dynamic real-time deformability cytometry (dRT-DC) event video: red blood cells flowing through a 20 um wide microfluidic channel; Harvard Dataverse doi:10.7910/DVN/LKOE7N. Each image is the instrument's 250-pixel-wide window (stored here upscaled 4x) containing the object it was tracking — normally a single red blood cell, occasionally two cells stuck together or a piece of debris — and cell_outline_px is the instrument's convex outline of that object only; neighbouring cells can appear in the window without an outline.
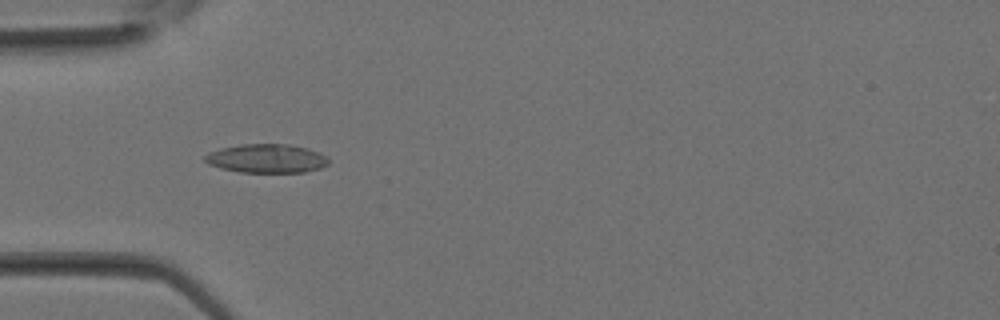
{"species": "Egyptian fruit bat (a non-hibernating species)", "species_latin": "Rousettus aegyptiacus", "temperature_condition": "room temperature", "stored_images_in_passage": 29, "camera_frame_rate_fps": 3000, "um_per_image_px": 0.085, "animal": {"sex": "female"}, "frame": {"image": 1, "passage_image": 6, "time_ms": 1.667, "image_size_px": [1000, 320], "cell_outline_px": [[328, 164], [320, 168], [304, 172], [240, 172], [220, 168], [208, 164], [204, 160], [204, 156], [208, 152], [220, 148], [240, 144], [288, 144], [308, 148], [320, 152], [328, 160]], "centroid_in_image_um": [22.63, 13.46], "position_along_channel_um": 62.4, "area_um2": 20.81}}
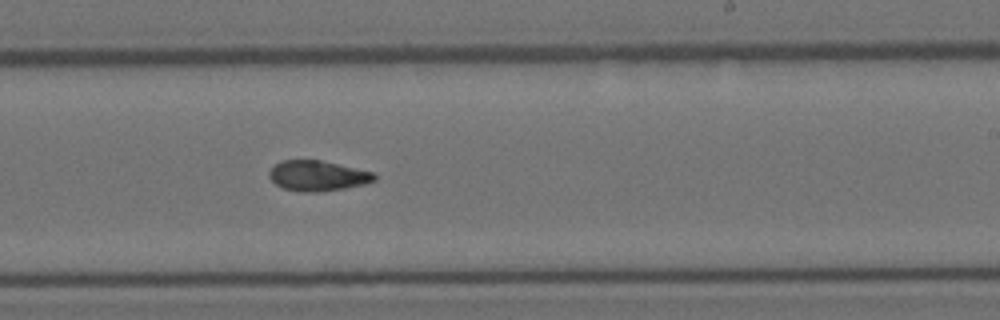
{"frame": {"image": 2, "passage_image": 16, "time_ms": 5.0, "image_size_px": [1000, 320], "cell_outline_px": [[376, 180], [364, 184], [344, 188], [316, 192], [300, 192], [284, 188], [276, 184], [268, 176], [268, 172], [280, 160], [320, 160], [372, 172], [376, 176]], "centroid_in_image_um": [26.97, 14.94], "position_along_channel_um": 262.0, "area_um2": 18.38}}
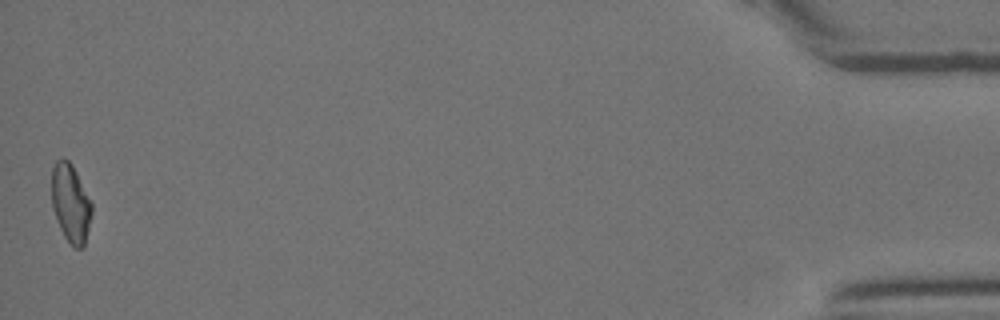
{"frame": {"image": 3, "passage_image": 29, "time_ms": 9.333, "image_size_px": [1000, 320], "cell_outline_px": [[92, 212], [84, 248], [72, 248], [64, 236], [56, 220], [52, 208], [52, 168], [56, 160], [68, 160], [72, 164], [92, 204]], "centroid_in_image_um": [6.0, 17.32], "position_along_channel_um": 429.2, "area_um2": 18.26}}